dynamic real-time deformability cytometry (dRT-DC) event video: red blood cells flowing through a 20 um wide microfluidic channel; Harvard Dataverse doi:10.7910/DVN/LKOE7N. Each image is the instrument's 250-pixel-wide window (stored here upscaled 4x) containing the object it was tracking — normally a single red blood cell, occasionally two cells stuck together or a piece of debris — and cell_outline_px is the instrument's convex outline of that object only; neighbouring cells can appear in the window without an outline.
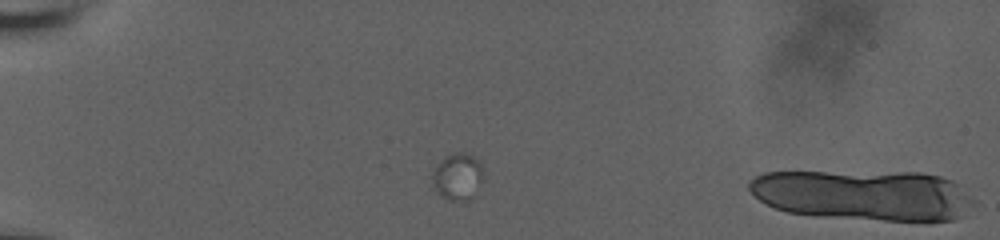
{"species": "human", "species_latin": "Homo sapiens", "temperature_condition": "room temperature", "stored_images_in_passage": 8, "camera_frame_rate_fps": 3000, "um_per_image_px": 0.085, "donor": {"sex": "male"}, "frame": {"image": 1, "passage_image": 8, "time_ms": 2.333, "image_size_px": [1000, 240], "cell_outline_px": [[976, 204], [960, 216], [952, 220], [884, 220], [816, 216], [788, 212], [776, 208], [760, 200], [748, 188], [748, 184], [756, 176], [764, 172], [920, 172], [940, 176], [952, 180], [976, 200]], "centroid_in_image_um": [73.43, 16.57], "position_along_channel_um": 11.6, "area_um2": 66.12}}